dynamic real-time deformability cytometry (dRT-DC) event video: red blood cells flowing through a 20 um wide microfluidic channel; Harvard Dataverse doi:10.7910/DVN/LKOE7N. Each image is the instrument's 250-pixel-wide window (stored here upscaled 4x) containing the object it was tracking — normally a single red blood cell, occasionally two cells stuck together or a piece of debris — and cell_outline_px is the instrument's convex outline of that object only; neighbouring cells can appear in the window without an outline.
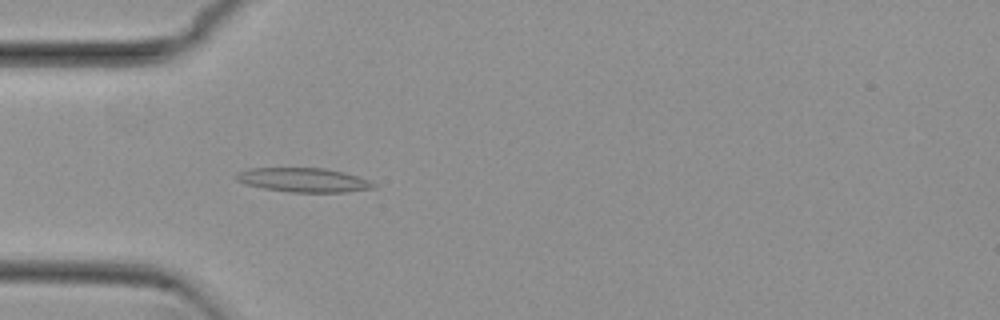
{"species": "common noctule bat (a hibernating species)", "species_latin": "Nyctalus noctula", "temperature_condition": "cold", "stored_images_in_passage": 53, "camera_frame_rate_fps": 3000, "um_per_image_px": 0.085, "animal": {"sex": "female", "body_mass_g": 29.2, "forearm_length_mm": 56.3}, "frame": {"image": 1, "passage_image": 16, "time_ms": 5.0, "image_size_px": [1000, 320], "cell_outline_px": [[376, 188], [344, 192], [288, 192], [264, 188], [244, 184], [236, 180], [236, 172], [248, 168], [324, 168], [344, 172], [368, 180], [376, 184]], "centroid_in_image_um": [25.77, 15.3], "position_along_channel_um": 59.2, "area_um2": 19.36}}
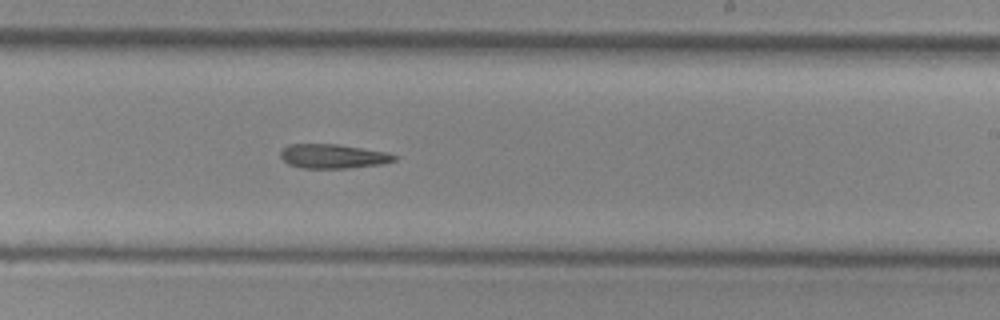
{"frame": {"image": 2, "passage_image": 32, "time_ms": 10.333, "image_size_px": [1000, 320], "cell_outline_px": [[400, 156], [396, 160], [384, 164], [348, 168], [300, 168], [288, 164], [280, 156], [280, 152], [288, 144], [336, 144], [388, 152]], "centroid_in_image_um": [28.35, 13.28], "position_along_channel_um": 260.7, "area_um2": 16.24}}
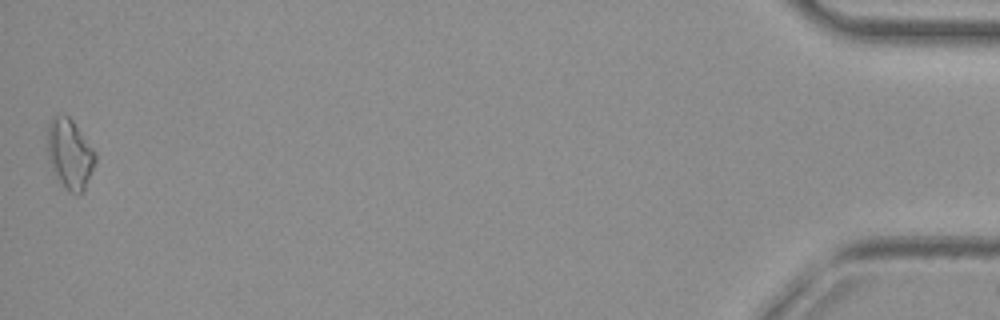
{"frame": {"image": 3, "passage_image": 53, "time_ms": 17.333, "image_size_px": [1000, 320], "cell_outline_px": [[96, 160], [84, 188], [76, 196], [68, 192], [64, 188], [56, 176], [52, 168], [48, 156], [48, 124], [52, 116], [68, 116], [72, 120], [96, 152]], "centroid_in_image_um": [5.93, 13.1], "position_along_channel_um": 429.3, "area_um2": 19.19}}